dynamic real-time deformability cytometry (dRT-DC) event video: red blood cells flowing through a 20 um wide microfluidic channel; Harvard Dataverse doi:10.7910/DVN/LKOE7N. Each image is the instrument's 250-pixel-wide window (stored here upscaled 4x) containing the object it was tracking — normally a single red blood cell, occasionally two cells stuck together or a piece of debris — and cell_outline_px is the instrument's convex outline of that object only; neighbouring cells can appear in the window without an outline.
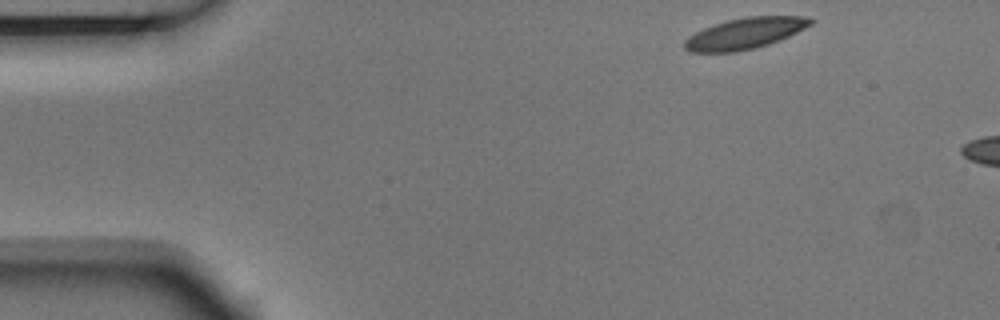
{"species": "Egyptian fruit bat (a non-hibernating species)", "species_latin": "Rousettus aegyptiacus", "temperature_condition": "room temperature", "stored_images_in_passage": 3, "camera_frame_rate_fps": 3000, "um_per_image_px": 0.085, "animal": {"sex": "male"}, "frame": {"image": 1, "passage_image": 1, "time_ms": 0.0, "image_size_px": [1000, 320], "cell_outline_px": [[816, 20], [812, 24], [788, 36], [768, 44], [736, 52], [692, 52], [684, 48], [684, 40], [688, 36], [704, 28], [728, 20], [748, 16], [804, 16]], "centroid_in_image_um": [63.32, 2.83], "position_along_channel_um": 21.7, "area_um2": 22.54}}